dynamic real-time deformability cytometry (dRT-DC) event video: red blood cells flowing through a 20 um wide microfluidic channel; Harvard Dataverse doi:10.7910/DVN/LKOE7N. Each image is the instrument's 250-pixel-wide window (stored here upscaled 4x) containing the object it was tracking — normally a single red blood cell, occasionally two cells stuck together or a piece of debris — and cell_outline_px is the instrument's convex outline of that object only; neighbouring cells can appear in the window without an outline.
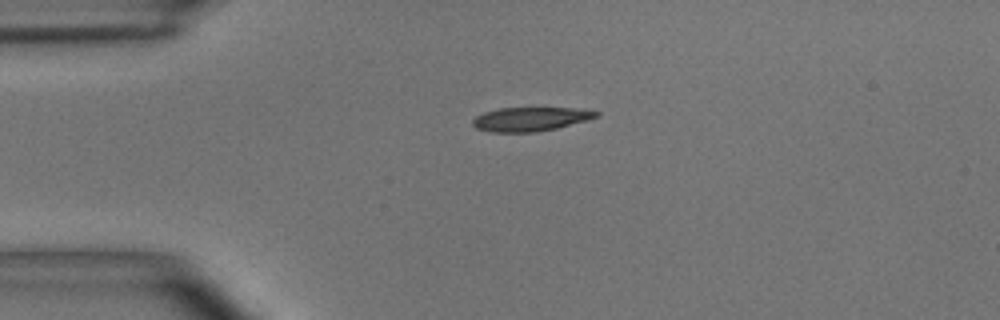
{"species": "common noctule bat (a hibernating species)", "species_latin": "Nyctalus noctula", "temperature_condition": "room temperature", "stored_images_in_passage": 42, "camera_frame_rate_fps": 3000, "um_per_image_px": 0.085, "animal": {"sex": "male", "body_mass_g": 15.6}, "frame": {"image": 1, "passage_image": 1, "time_ms": 0.0, "image_size_px": [1000, 320], "cell_outline_px": [[600, 116], [588, 120], [556, 128], [536, 132], [488, 132], [476, 128], [472, 124], [472, 120], [476, 116], [484, 112], [500, 108], [580, 108], [600, 112]], "centroid_in_image_um": [45.1, 10.12], "position_along_channel_um": 39.9, "area_um2": 17.34}}
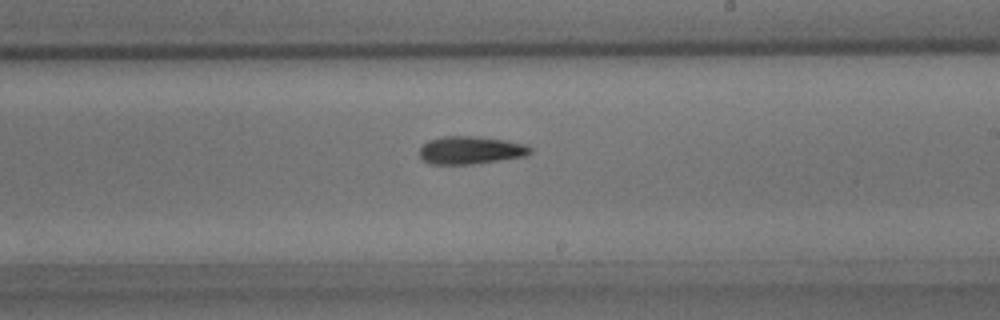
{"frame": {"image": 2, "passage_image": 20, "time_ms": 6.333, "image_size_px": [1000, 320], "cell_outline_px": [[532, 152], [524, 156], [500, 160], [472, 164], [428, 164], [420, 160], [420, 148], [428, 140], [444, 136], [472, 136], [508, 140], [524, 144], [532, 148]], "centroid_in_image_um": [39.97, 12.77], "position_along_channel_um": 249.0, "area_um2": 18.03}}
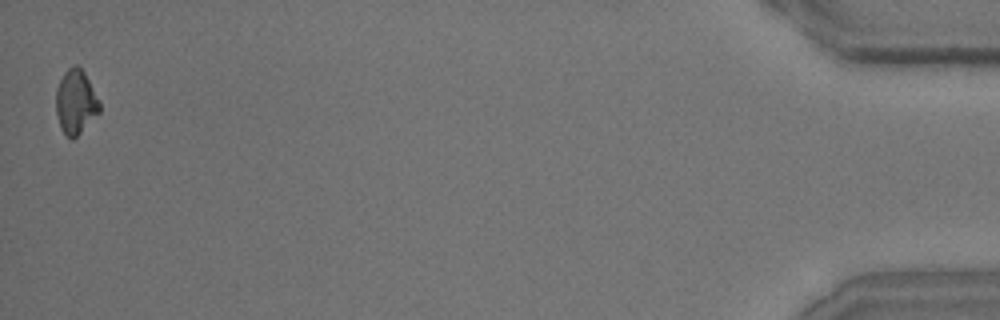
{"frame": {"image": 3, "passage_image": 42, "time_ms": 13.667, "image_size_px": [1000, 320], "cell_outline_px": [[100, 112], [72, 140], [60, 128], [56, 112], [56, 88], [64, 72], [68, 68], [76, 64], [84, 72], [100, 100]], "centroid_in_image_um": [6.43, 8.65], "position_along_channel_um": 428.8, "area_um2": 16.24}, "authors_computed_cell_mechanics": {"area_um2": 17.34, "velocity_mm_per_s": 3.6929, "shape_relaxation_time_tau1_ms": 6.1775, "shape_relaxation_time_tau2_ms": null, "deformation_change_tau1": 0.1667, "deformation_change_tau2": null}}